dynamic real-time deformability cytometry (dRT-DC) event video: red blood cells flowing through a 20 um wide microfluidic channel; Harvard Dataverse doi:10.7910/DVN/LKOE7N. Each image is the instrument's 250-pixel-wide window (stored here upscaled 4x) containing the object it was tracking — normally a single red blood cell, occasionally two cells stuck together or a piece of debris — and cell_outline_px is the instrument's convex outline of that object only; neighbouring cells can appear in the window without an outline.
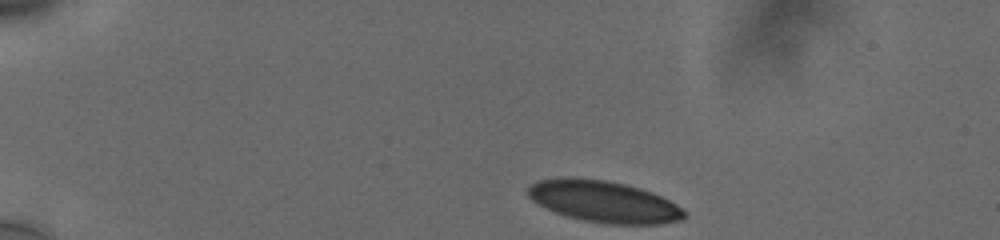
{"species": "human", "species_latin": "Homo sapiens", "temperature_condition": "cold", "stored_images_in_passage": 40, "camera_frame_rate_fps": 3000, "um_per_image_px": 0.085, "donor": {"sex": "male"}, "frame": {"image": 1, "passage_image": 1, "time_ms": 0.0, "image_size_px": [1000, 240], "cell_outline_px": [[688, 216], [684, 220], [660, 224], [608, 224], [584, 220], [568, 216], [544, 208], [532, 200], [528, 196], [528, 188], [532, 184], [540, 180], [604, 180], [624, 184], [640, 188], [652, 192], [676, 204]], "centroid_in_image_um": [51.4, 17.18], "position_along_channel_um": 33.6, "area_um2": 36.88}}
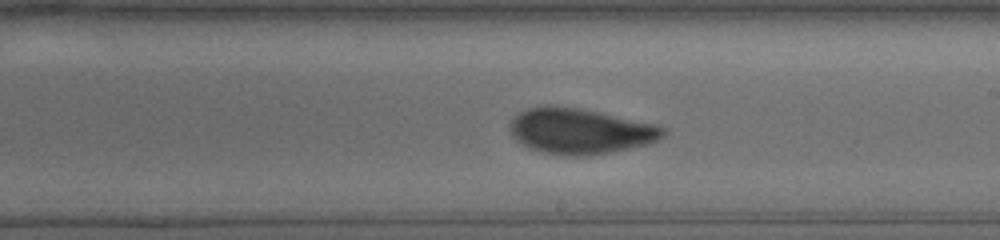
{"frame": {"image": 2, "passage_image": 24, "time_ms": 7.667, "image_size_px": [1000, 240], "cell_outline_px": [[668, 132], [664, 136], [648, 144], [612, 152], [588, 156], [564, 156], [540, 152], [528, 148], [516, 140], [512, 136], [512, 120], [520, 112], [528, 108], [544, 104], [576, 108], [656, 124], [664, 128]], "centroid_in_image_um": [49.31, 11.16], "position_along_channel_um": 239.7, "area_um2": 40.58}}
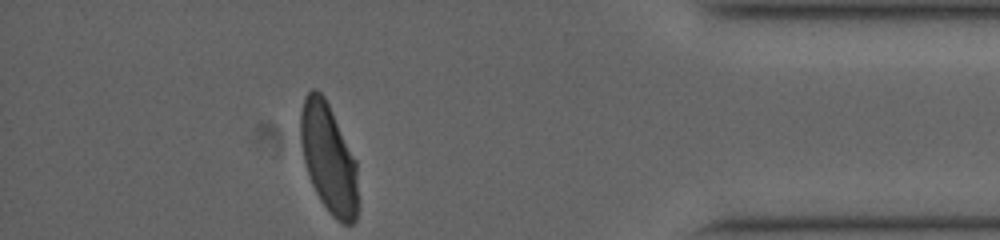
{"frame": {"image": 3, "passage_image": 40, "time_ms": 13.0, "image_size_px": [1000, 240], "cell_outline_px": [[356, 220], [352, 224], [344, 224], [336, 220], [328, 212], [320, 200], [312, 184], [304, 160], [300, 144], [300, 112], [304, 96], [312, 88], [316, 88], [324, 96], [356, 160]], "centroid_in_image_um": [27.9, 13.43], "position_along_channel_um": 407.3, "area_um2": 36.24}, "authors_computed_cell_mechanics": {"area_um2": 39.7375, "velocity_mm_per_s": 3.7493, "shape_relaxation_time_tau1_ms": 6.6383, "shape_relaxation_time_tau2_ms": null, "deformation_change_tau1": 0.1691, "deformation_change_tau2": null}}